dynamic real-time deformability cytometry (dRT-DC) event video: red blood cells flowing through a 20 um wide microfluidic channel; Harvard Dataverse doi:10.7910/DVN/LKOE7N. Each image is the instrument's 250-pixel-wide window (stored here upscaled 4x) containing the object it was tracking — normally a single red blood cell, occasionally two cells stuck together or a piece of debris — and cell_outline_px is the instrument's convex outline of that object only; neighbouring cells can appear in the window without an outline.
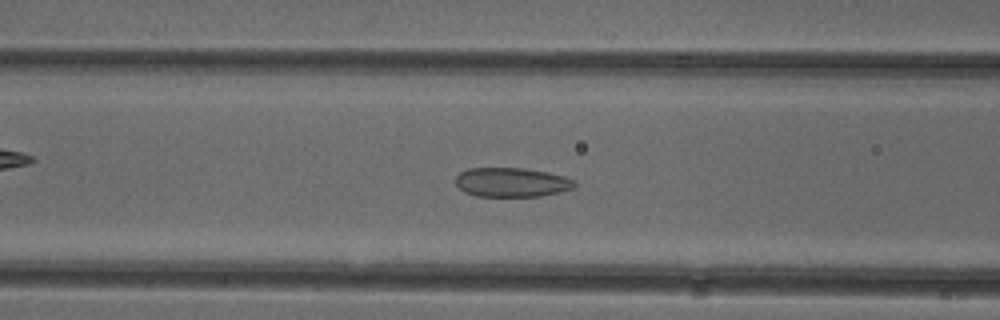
{"species": "common noctule bat (a hibernating species)", "species_latin": "Nyctalus noctula", "temperature_condition": "cold", "stored_images_in_passage": 51, "camera_frame_rate_fps": 3000, "um_per_image_px": 0.085, "animal": {"sex": "female"}, "frame": {"image": 1, "passage_image": 20, "time_ms": 6.333, "image_size_px": [1000, 320], "cell_outline_px": [[576, 184], [572, 188], [560, 192], [540, 196], [476, 196], [464, 192], [456, 184], [456, 176], [460, 172], [468, 168], [524, 168], [548, 172], [564, 176], [576, 180]], "centroid_in_image_um": [43.5, 15.49], "position_along_channel_um": 123.1, "area_um2": 20.35}}
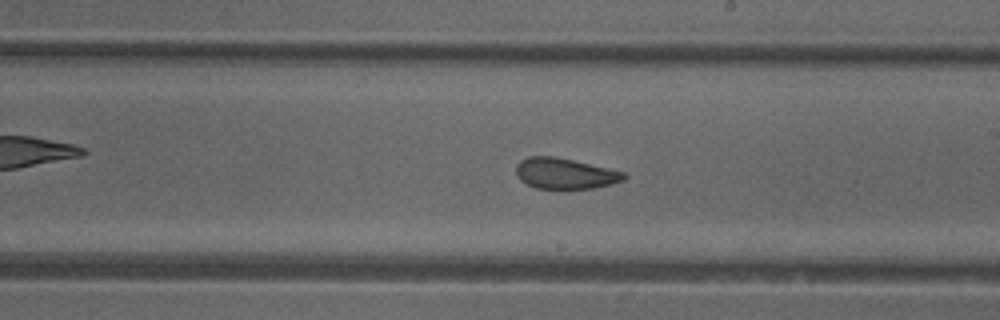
{"frame": {"image": 2, "passage_image": 29, "time_ms": 9.333, "image_size_px": [1000, 320], "cell_outline_px": [[628, 176], [624, 180], [612, 184], [592, 188], [536, 188], [520, 180], [516, 172], [516, 164], [520, 160], [528, 156], [552, 156], [572, 160], [624, 172]], "centroid_in_image_um": [48.01, 14.74], "position_along_channel_um": 241.0, "area_um2": 19.13}}
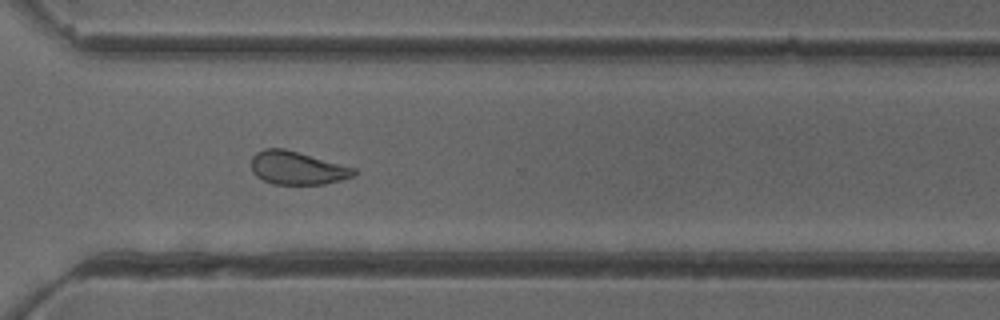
{"frame": {"image": 3, "passage_image": 37, "time_ms": 12.0, "image_size_px": [1000, 320], "cell_outline_px": [[356, 172], [352, 176], [340, 180], [324, 184], [272, 184], [256, 176], [252, 172], [252, 156], [256, 152], [264, 148], [284, 148], [356, 168]], "centroid_in_image_um": [25.23, 14.27], "position_along_channel_um": 345.4, "area_um2": 19.77}, "authors_computed_cell_mechanics": {"area_um2": 21.3282, "velocity_mm_per_s": 3.9342, "shape_relaxation_time_tau1_ms": null, "shape_relaxation_time_tau2_ms": 1.6849, "deformation_change_tau1": null, "deformation_change_tau2": 0.0735}}